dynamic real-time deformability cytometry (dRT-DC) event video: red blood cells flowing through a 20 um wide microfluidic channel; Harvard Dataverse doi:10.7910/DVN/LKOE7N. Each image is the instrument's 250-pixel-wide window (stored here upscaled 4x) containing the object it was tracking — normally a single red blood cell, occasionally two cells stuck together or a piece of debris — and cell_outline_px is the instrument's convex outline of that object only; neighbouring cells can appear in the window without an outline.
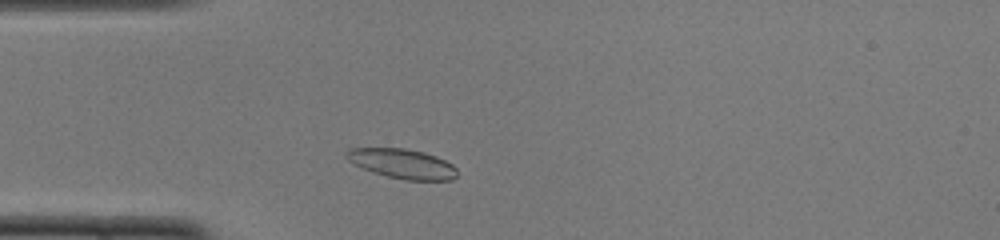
{"species": "common noctule bat (a hibernating species)", "species_latin": "Nyctalus noctula", "temperature_condition": "cold", "stored_images_in_passage": 41, "camera_frame_rate_fps": 3000, "um_per_image_px": 0.085, "animal": {"sex": "female", "body_mass_g": 22.0, "forearm_length_mm": 56.7}, "frame": {"image": 1, "passage_image": 4, "time_ms": 1.0, "image_size_px": [1000, 240], "cell_outline_px": [[456, 176], [452, 180], [404, 180], [372, 172], [348, 160], [344, 156], [344, 152], [348, 148], [404, 148], [424, 152], [436, 156], [452, 164], [456, 168]], "centroid_in_image_um": [34.18, 13.9], "position_along_channel_um": 50.8, "area_um2": 19.07}}
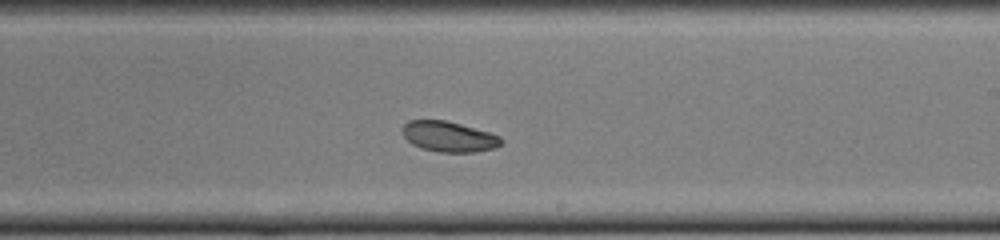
{"frame": {"image": 2, "passage_image": 20, "time_ms": 6.333, "image_size_px": [1000, 240], "cell_outline_px": [[504, 140], [496, 148], [476, 152], [440, 152], [420, 148], [412, 144], [400, 132], [400, 128], [408, 120], [444, 120], [460, 124], [488, 132], [500, 136]], "centroid_in_image_um": [38.12, 11.61], "position_along_channel_um": 250.9, "area_um2": 17.63}}
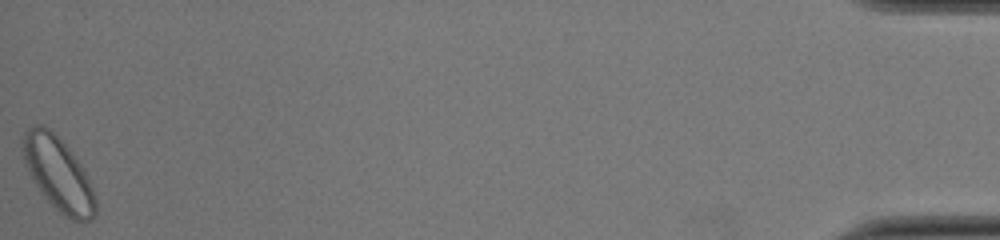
{"frame": {"image": 3, "passage_image": 41, "time_ms": 13.333, "image_size_px": [1000, 240], "cell_outline_px": [[96, 216], [92, 220], [72, 220], [60, 212], [44, 196], [36, 184], [24, 160], [20, 148], [24, 132], [28, 128], [36, 124], [44, 124], [72, 152], [84, 168], [88, 176], [96, 196]], "centroid_in_image_um": [4.97, 14.76], "position_along_channel_um": 430.2, "area_um2": 30.98}, "authors_computed_cell_mechanics": {"area_um2": 18.6694, "velocity_mm_per_s": 3.9256, "shape_relaxation_time_tau1_ms": 2.6346, "shape_relaxation_time_tau2_ms": null, "deformation_change_tau1": 0.0713, "deformation_change_tau2": null}}